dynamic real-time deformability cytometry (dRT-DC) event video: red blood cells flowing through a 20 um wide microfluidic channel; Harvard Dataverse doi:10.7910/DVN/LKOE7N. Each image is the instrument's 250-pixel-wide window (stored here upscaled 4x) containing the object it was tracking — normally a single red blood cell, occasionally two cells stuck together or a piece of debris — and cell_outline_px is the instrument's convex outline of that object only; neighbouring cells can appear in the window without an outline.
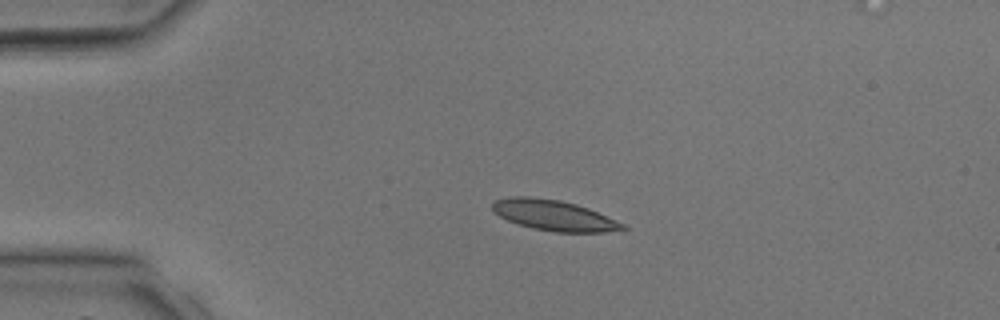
{"species": "common noctule bat (a hibernating species)", "species_latin": "Nyctalus noctula", "temperature_condition": "room temperature", "stored_images_in_passage": 32, "camera_frame_rate_fps": 3000, "um_per_image_px": 0.085, "animal": {"sex": "male", "body_mass_g": 17.9, "forearm_length_mm": 54.2}, "frame": {"image": 1, "passage_image": 1, "time_ms": 0.0, "image_size_px": [1000, 320], "cell_outline_px": [[628, 228], [604, 232], [556, 232], [532, 228], [516, 224], [500, 216], [492, 208], [492, 204], [496, 200], [512, 196], [528, 196], [560, 200], [576, 204], [588, 208], [624, 224]], "centroid_in_image_um": [47.06, 18.3], "position_along_channel_um": 37.9, "area_um2": 22.95}}
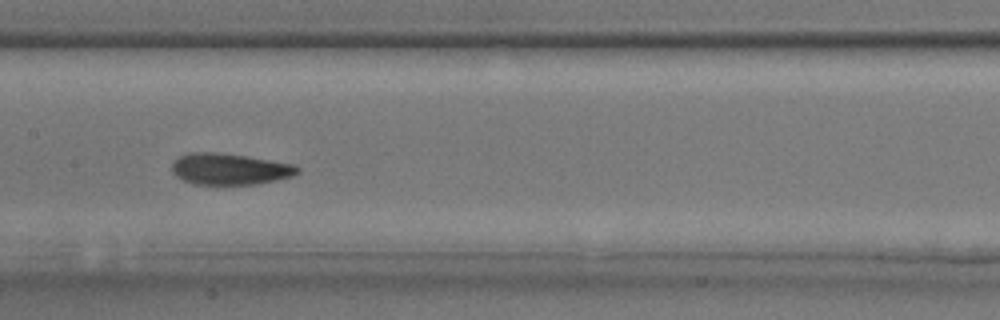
{"frame": {"image": 2, "passage_image": 12, "time_ms": 3.667, "image_size_px": [1000, 320], "cell_outline_px": [[300, 172], [292, 176], [276, 180], [256, 184], [220, 188], [192, 184], [176, 176], [172, 172], [172, 164], [180, 156], [188, 152], [216, 152], [248, 156], [292, 164], [300, 168]], "centroid_in_image_um": [19.49, 14.42], "position_along_channel_um": 187.9, "area_um2": 23.81}}
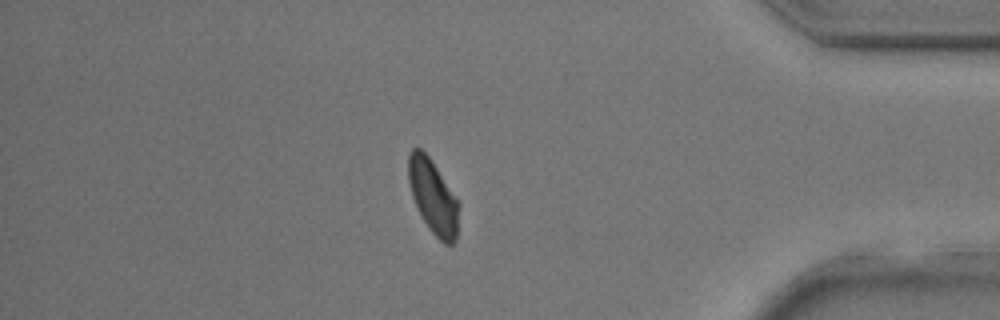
{"frame": {"image": 3, "passage_image": 26, "time_ms": 8.333, "image_size_px": [1000, 320], "cell_outline_px": [[460, 204], [456, 240], [452, 244], [444, 244], [428, 228], [412, 196], [408, 180], [408, 156], [412, 148], [420, 148], [428, 156]], "centroid_in_image_um": [36.81, 16.74], "position_along_channel_um": 398.4, "area_um2": 21.39}}